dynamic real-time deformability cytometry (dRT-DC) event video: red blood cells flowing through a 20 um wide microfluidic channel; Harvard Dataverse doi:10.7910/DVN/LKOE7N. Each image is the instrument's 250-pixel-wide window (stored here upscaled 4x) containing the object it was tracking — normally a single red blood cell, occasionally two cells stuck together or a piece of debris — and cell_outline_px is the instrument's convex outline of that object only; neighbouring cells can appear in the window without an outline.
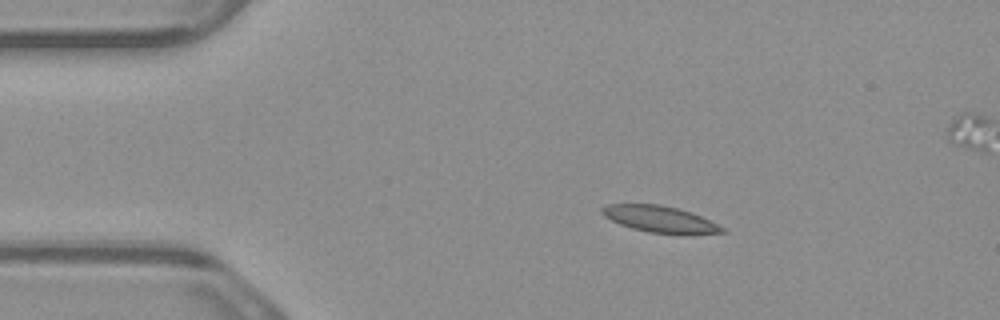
{"species": "common noctule bat (a hibernating species)", "species_latin": "Nyctalus noctula", "temperature_condition": "warm", "stored_images_in_passage": 6, "camera_frame_rate_fps": 3000, "um_per_image_px": 0.085, "animal": {"sex": "male", "body_mass_g": 23.1, "forearm_length_mm": 52.7}, "frame": {"image": 1, "passage_image": 2, "time_ms": 0.333, "image_size_px": [1000, 320], "cell_outline_px": [[728, 232], [648, 232], [632, 228], [620, 224], [604, 216], [600, 212], [600, 208], [608, 204], [660, 204], [676, 208], [700, 216], [724, 228]], "centroid_in_image_um": [55.96, 18.58], "position_along_channel_um": 29.0, "area_um2": 17.63}}
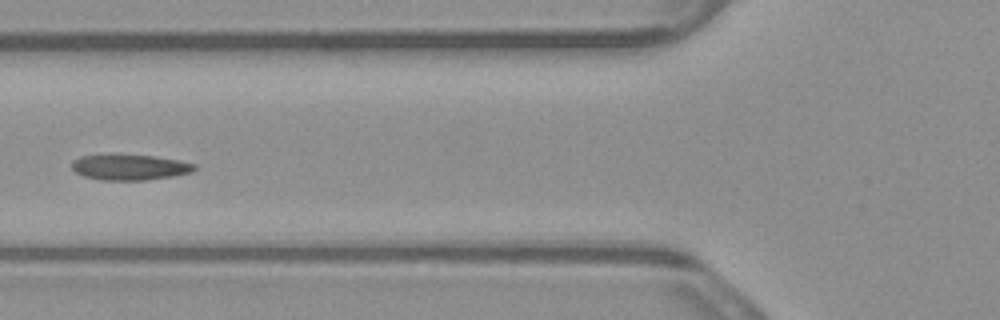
{"frame": {"image": 2, "passage_image": 5, "time_ms": 1.333, "image_size_px": [1000, 320], "cell_outline_px": [[196, 168], [192, 172], [172, 176], [144, 180], [100, 180], [84, 176], [76, 172], [72, 168], [72, 160], [80, 156], [112, 152], [156, 156], [180, 160], [196, 164]], "centroid_in_image_um": [10.99, 14.17], "position_along_channel_um": 114.8, "area_um2": 19.02}}
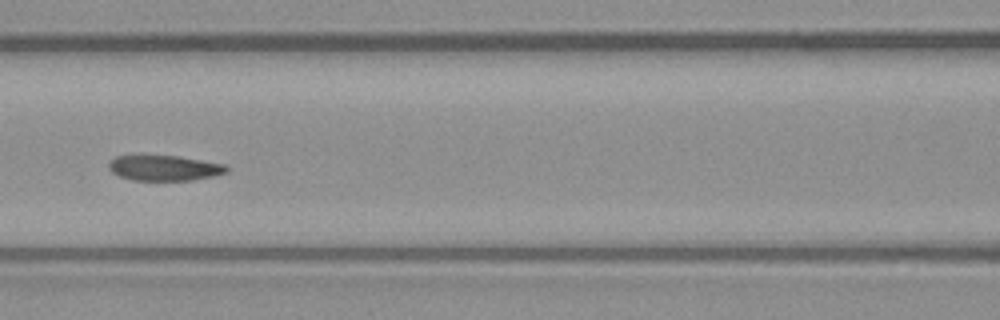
{"frame": {"image": 3, "passage_image": 6, "time_ms": 1.667, "image_size_px": [1000, 320], "cell_outline_px": [[228, 172], [216, 176], [192, 180], [132, 180], [120, 176], [112, 172], [108, 168], [108, 164], [116, 156], [140, 152], [176, 156], [228, 164]], "centroid_in_image_um": [13.95, 14.23], "position_along_channel_um": 152.7, "area_um2": 18.26}}